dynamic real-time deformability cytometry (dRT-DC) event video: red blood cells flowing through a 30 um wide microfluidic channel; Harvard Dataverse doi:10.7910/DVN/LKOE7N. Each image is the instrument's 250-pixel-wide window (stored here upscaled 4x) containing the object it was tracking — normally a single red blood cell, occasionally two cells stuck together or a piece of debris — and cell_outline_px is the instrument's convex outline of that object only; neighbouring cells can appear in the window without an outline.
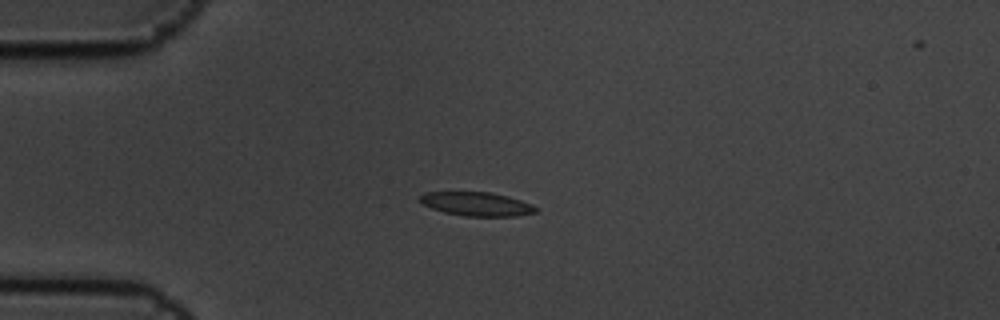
{"species": "common noctule bat (a hibernating species)", "species_latin": "Nyctalus noctula", "temperature_condition": "cold", "stored_images_in_passage": 8, "camera_frame_rate_fps": 3000, "um_per_image_px": 0.085, "animal": {"sex": "male", "body_mass_g": 19.5, "forearm_length_mm": 54.6}, "frame": {"image": 1, "passage_image": 4, "time_ms": 1.0, "image_size_px": [1000, 320], "cell_outline_px": [[536, 212], [516, 216], [464, 216], [444, 212], [420, 204], [420, 196], [424, 192], [492, 192], [508, 196], [532, 204], [536, 208]], "centroid_in_image_um": [40.49, 17.33], "position_along_channel_um": 44.5, "area_um2": 16.07}}
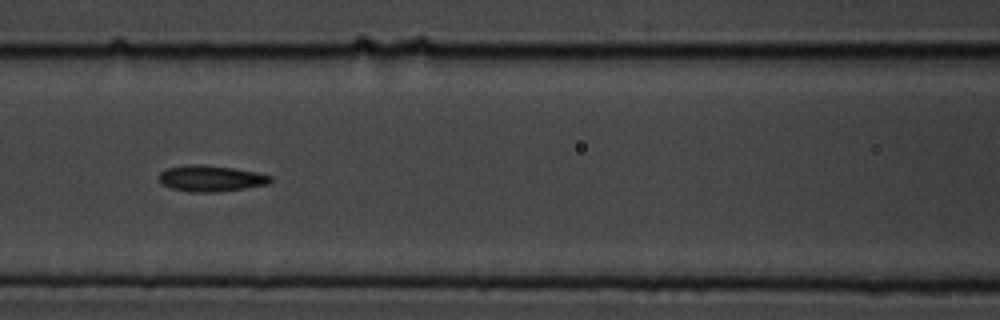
{"frame": {"image": 2, "passage_image": 7, "time_ms": 2.0, "image_size_px": [1000, 320], "cell_outline_px": [[272, 180], [268, 184], [244, 188], [216, 192], [188, 192], [172, 188], [164, 184], [160, 180], [160, 172], [168, 168], [188, 164], [200, 164], [232, 168], [256, 172], [272, 176]], "centroid_in_image_um": [17.94, 15.16], "position_along_channel_um": 148.7, "area_um2": 16.76}}
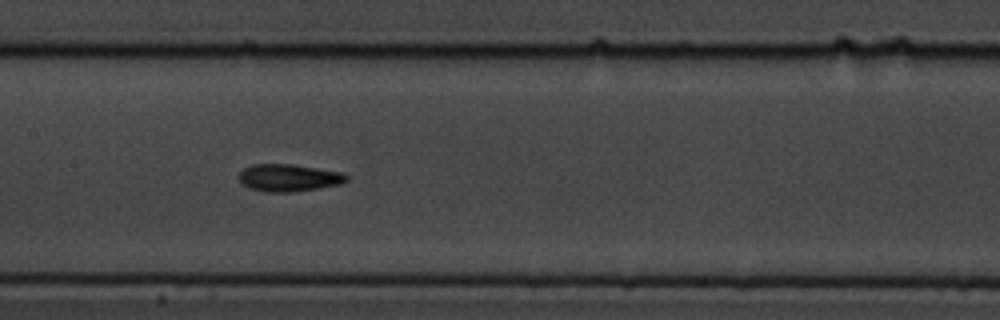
{"frame": {"image": 3, "passage_image": 8, "time_ms": 2.333, "image_size_px": [1000, 320], "cell_outline_px": [[348, 180], [340, 184], [320, 188], [292, 192], [264, 192], [248, 188], [240, 184], [240, 172], [244, 168], [252, 164], [292, 164], [344, 172], [348, 176]], "centroid_in_image_um": [24.55, 15.11], "position_along_channel_um": 182.9, "area_um2": 17.34}}